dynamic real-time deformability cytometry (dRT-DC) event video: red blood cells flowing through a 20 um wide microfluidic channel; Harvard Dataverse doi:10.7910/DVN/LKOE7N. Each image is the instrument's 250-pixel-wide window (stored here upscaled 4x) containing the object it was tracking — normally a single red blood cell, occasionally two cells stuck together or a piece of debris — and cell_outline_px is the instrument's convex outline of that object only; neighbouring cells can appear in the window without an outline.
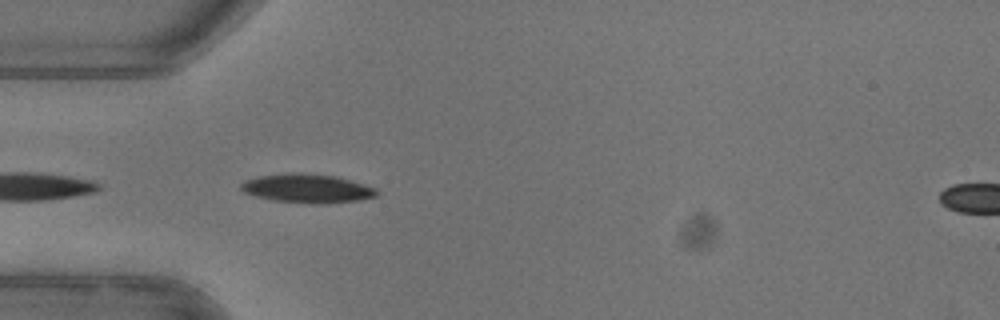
{"species": "common noctule bat (a hibernating species)", "species_latin": "Nyctalus noctula", "temperature_condition": "warm", "stored_images_in_passage": 5, "camera_frame_rate_fps": 3000, "um_per_image_px": 0.085, "animal": {"sex": "female"}, "frame": {"image": 1, "passage_image": 2, "time_ms": 0.333, "image_size_px": [1000, 320], "cell_outline_px": [[380, 192], [376, 196], [356, 200], [324, 204], [316, 204], [272, 200], [256, 196], [244, 192], [240, 188], [240, 184], [244, 180], [260, 176], [288, 172], [292, 172], [336, 176], [364, 184], [376, 188]], "centroid_in_image_um": [26.11, 16.01], "position_along_channel_um": 58.9, "area_um2": 22.77}}